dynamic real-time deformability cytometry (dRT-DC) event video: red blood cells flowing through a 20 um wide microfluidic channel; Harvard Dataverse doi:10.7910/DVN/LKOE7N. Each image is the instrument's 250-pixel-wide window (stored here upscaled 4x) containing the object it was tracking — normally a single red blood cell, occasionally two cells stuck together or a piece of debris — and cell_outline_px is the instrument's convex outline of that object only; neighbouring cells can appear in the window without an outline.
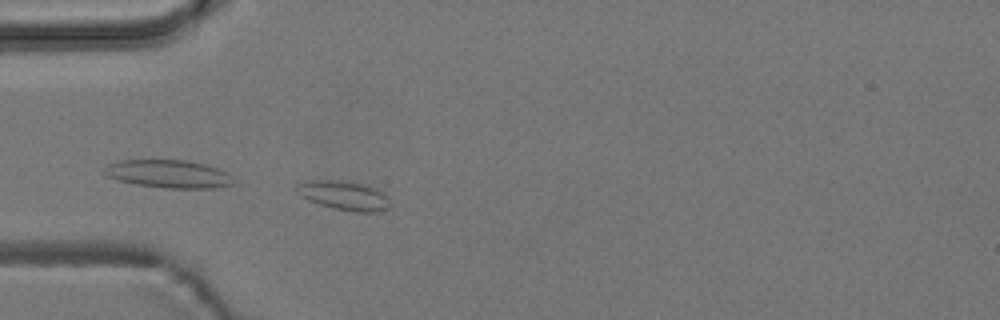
{"species": "common noctule bat (a hibernating species)", "species_latin": "Nyctalus noctula", "temperature_condition": "room temperature", "stored_images_in_passage": 3, "camera_frame_rate_fps": 3000, "um_per_image_px": 0.085, "animal": {"sex": "male", "body_mass_g": 19.2, "forearm_length_mm": 51.8}, "frame": {"image": 1, "passage_image": 3, "time_ms": 2.333, "image_size_px": [1000, 320], "cell_outline_px": [[392, 204], [388, 208], [376, 212], [356, 212], [332, 208], [308, 200], [300, 196], [300, 184], [308, 180], [336, 180], [368, 184], [384, 192]], "centroid_in_image_um": [29.34, 16.62], "position_along_channel_um": 55.7, "area_um2": 15.84}}